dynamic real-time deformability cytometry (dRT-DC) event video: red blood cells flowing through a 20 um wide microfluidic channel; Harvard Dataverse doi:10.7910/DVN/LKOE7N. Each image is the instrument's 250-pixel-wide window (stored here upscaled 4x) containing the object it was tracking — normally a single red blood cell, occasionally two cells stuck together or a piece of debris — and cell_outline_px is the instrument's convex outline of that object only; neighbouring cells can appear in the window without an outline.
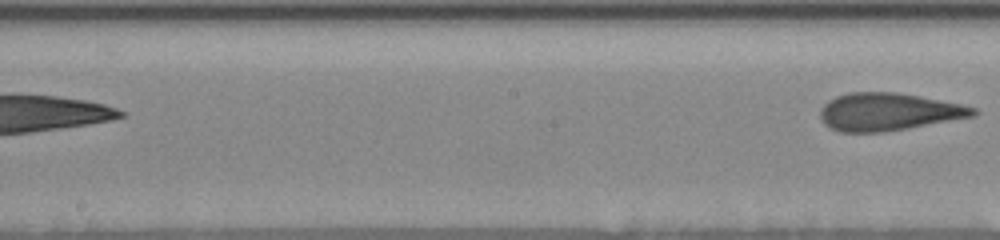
{"species": "human", "species_latin": "Homo sapiens", "temperature_condition": "room temperature", "stored_images_in_passage": 12, "segment_of_instrument_passage": [2, 2], "camera_frame_rate_fps": 3000, "um_per_image_px": 0.085, "donor": {"sex": "female"}, "frame": {"image": 1, "passage_image": 12, "time_ms": 6.0, "image_size_px": [1000, 240], "cell_outline_px": [[980, 112], [976, 116], [908, 128], [884, 132], [840, 132], [828, 128], [824, 124], [820, 116], [820, 108], [828, 100], [836, 96], [848, 92], [896, 92], [964, 104], [976, 108]], "centroid_in_image_um": [75.52, 9.5], "position_along_channel_um": 172.7, "area_um2": 33.87}}